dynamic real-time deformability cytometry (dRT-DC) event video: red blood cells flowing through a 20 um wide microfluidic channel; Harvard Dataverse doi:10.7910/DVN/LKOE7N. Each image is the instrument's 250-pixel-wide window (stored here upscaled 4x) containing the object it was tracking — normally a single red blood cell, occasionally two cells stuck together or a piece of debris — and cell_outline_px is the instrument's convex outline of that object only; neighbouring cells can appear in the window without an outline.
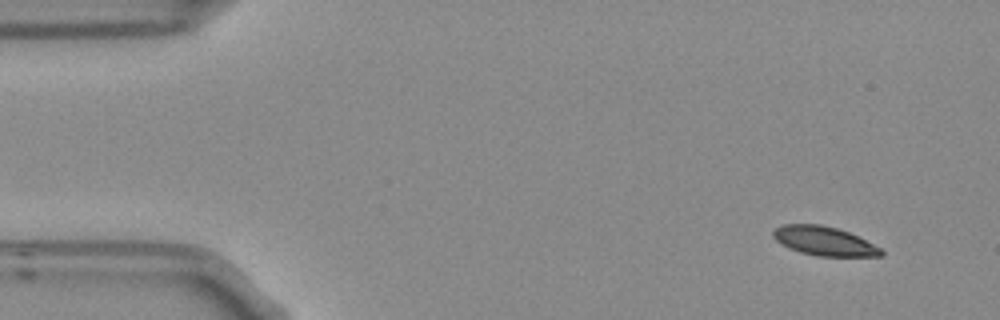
{"species": "Egyptian fruit bat (a non-hibernating species)", "species_latin": "Rousettus aegyptiacus", "temperature_condition": "room temperature", "stored_images_in_passage": 4, "camera_frame_rate_fps": 3000, "um_per_image_px": 0.085, "frame": {"image": 1, "passage_image": 1, "time_ms": 0.0, "image_size_px": [1000, 320], "cell_outline_px": [[884, 256], [816, 256], [800, 252], [788, 248], [780, 244], [772, 236], [772, 232], [776, 228], [784, 224], [820, 224], [836, 228], [848, 232], [880, 248], [884, 252]], "centroid_in_image_um": [70.01, 20.49], "position_along_channel_um": 15.0, "area_um2": 18.15}}